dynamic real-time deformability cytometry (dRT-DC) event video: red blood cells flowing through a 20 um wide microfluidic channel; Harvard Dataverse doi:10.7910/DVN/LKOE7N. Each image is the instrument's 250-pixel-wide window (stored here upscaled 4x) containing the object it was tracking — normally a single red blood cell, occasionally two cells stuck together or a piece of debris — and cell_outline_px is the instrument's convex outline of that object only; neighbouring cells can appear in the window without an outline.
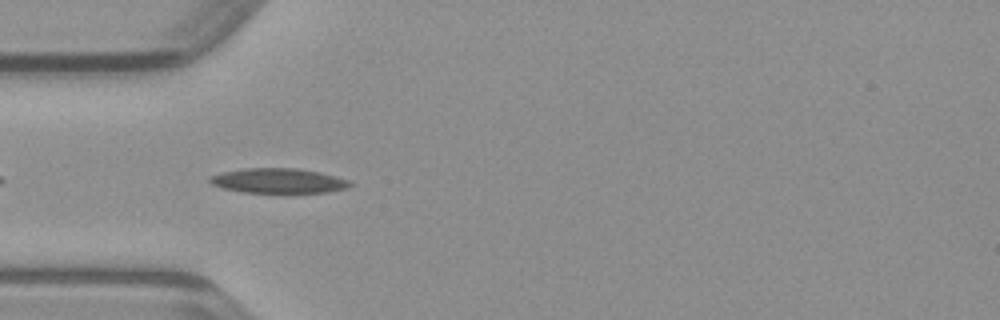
{"species": "common noctule bat (a hibernating species)", "species_latin": "Nyctalus noctula", "temperature_condition": "warm", "stored_images_in_passage": 23, "camera_frame_rate_fps": 3000, "um_per_image_px": 0.085, "animal": {"sex": "male", "body_mass_g": 23.1, "forearm_length_mm": 52.7}, "frame": {"image": 1, "passage_image": 3, "time_ms": 0.667, "image_size_px": [1000, 320], "cell_outline_px": [[352, 184], [348, 188], [328, 192], [240, 192], [224, 188], [212, 184], [208, 180], [212, 176], [224, 172], [244, 168], [300, 168], [320, 172], [336, 176], [348, 180]], "centroid_in_image_um": [23.7, 15.36], "position_along_channel_um": 61.3, "area_um2": 20.11}}
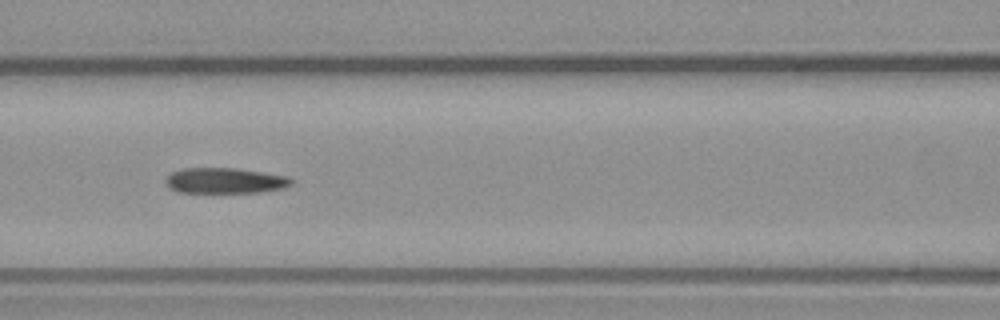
{"frame": {"image": 2, "passage_image": 9, "time_ms": 2.667, "image_size_px": [1000, 320], "cell_outline_px": [[296, 180], [292, 184], [284, 188], [260, 192], [176, 192], [168, 188], [164, 184], [164, 180], [172, 172], [184, 168], [236, 168], [288, 176]], "centroid_in_image_um": [19.12, 15.35], "position_along_channel_um": 147.5, "area_um2": 18.9}}
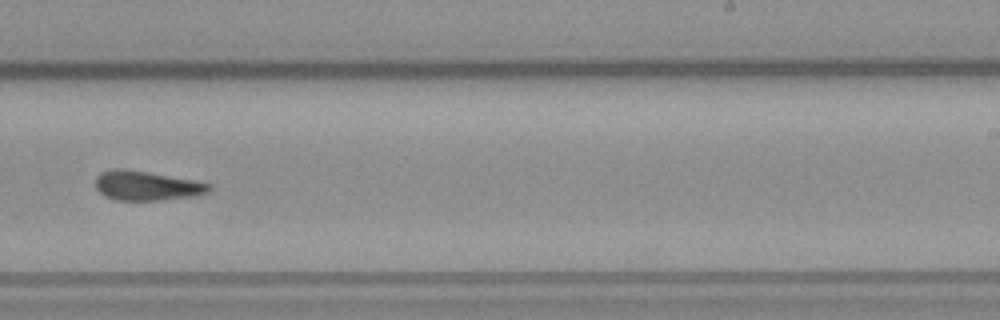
{"frame": {"image": 3, "passage_image": 18, "time_ms": 5.667, "image_size_px": [1000, 320], "cell_outline_px": [[212, 188], [208, 192], [196, 196], [160, 200], [116, 200], [104, 196], [96, 188], [96, 176], [100, 172], [112, 168], [124, 168], [196, 180], [212, 184]], "centroid_in_image_um": [12.47, 15.77], "position_along_channel_um": 276.5, "area_um2": 19.77}}